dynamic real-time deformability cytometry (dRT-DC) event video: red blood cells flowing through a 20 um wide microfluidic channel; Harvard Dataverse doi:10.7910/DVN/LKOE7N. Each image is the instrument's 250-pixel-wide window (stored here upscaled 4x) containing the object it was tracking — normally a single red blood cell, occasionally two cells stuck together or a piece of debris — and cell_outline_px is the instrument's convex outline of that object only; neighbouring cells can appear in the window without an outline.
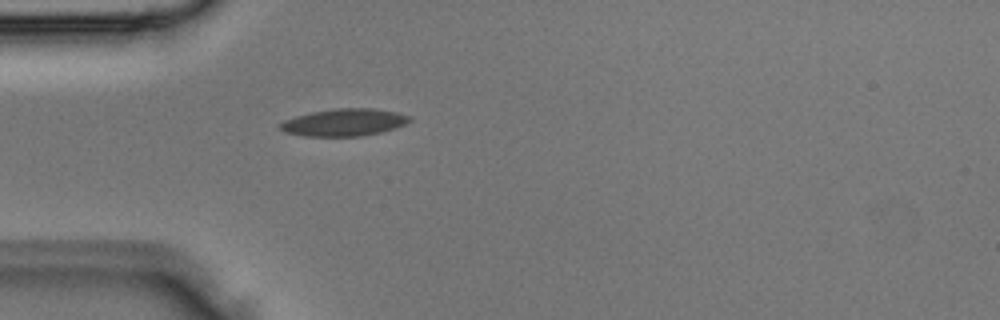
{"species": "Egyptian fruit bat (a non-hibernating species)", "species_latin": "Rousettus aegyptiacus", "temperature_condition": "room temperature", "stored_images_in_passage": 3, "camera_frame_rate_fps": 3000, "um_per_image_px": 0.085, "animal": {"sex": "male"}, "frame": {"image": 1, "passage_image": 3, "time_ms": 0.667, "image_size_px": [1000, 320], "cell_outline_px": [[412, 120], [396, 128], [380, 132], [360, 136], [304, 136], [284, 132], [280, 128], [280, 124], [284, 120], [296, 116], [312, 112], [336, 108], [372, 108], [396, 112], [408, 116]], "centroid_in_image_um": [29.24, 10.4], "position_along_channel_um": 55.8, "area_um2": 20.4}}